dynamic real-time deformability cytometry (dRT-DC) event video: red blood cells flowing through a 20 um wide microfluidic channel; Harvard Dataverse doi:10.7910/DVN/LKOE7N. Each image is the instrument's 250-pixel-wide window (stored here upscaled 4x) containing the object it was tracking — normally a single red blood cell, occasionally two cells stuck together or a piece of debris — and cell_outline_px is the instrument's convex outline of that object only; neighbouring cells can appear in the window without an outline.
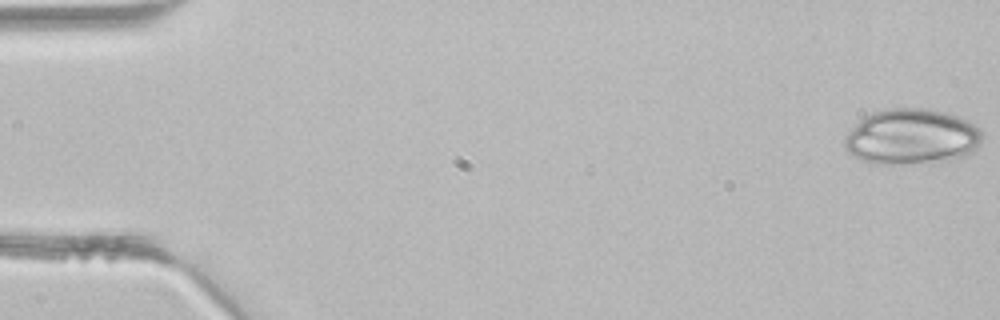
{"species": "common noctule bat (a hibernating species)", "species_latin": "Nyctalus noctula", "temperature_condition": "room temperature", "stored_images_in_passage": 5, "segment_of_instrument_passage": [1, 2], "camera_frame_rate_fps": 3000, "um_per_image_px": 0.085, "animal": {"sex": "male", "body_mass_g": 21.5, "forearm_length_mm": 52.0}, "frame": {"image": 1, "passage_image": 1, "time_ms": 0.0, "image_size_px": [1000, 320], "cell_outline_px": [[984, 136], [976, 148], [964, 160], [900, 164], [876, 164], [860, 160], [852, 156], [844, 148], [844, 136], [864, 116], [872, 112], [888, 108], [924, 108], [944, 112], [968, 120], [976, 124], [984, 132]], "centroid_in_image_um": [77.52, 11.64], "position_along_channel_um": 7.5, "area_um2": 45.49}}
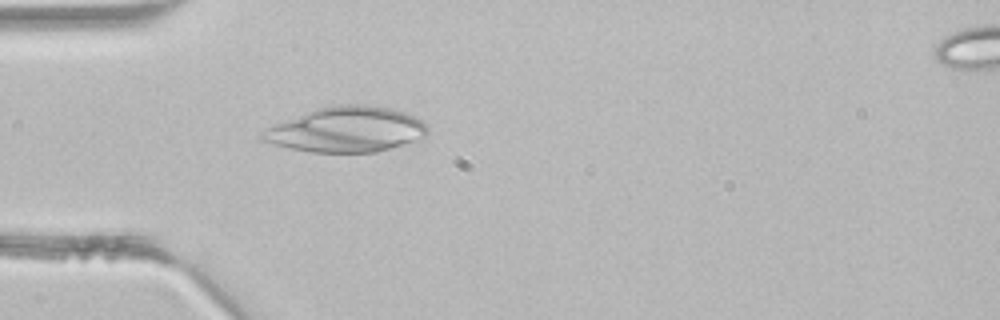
{"frame": {"image": 2, "passage_image": 4, "time_ms": 1.0, "image_size_px": [1000, 320], "cell_outline_px": [[428, 132], [424, 136], [416, 140], [404, 144], [376, 152], [312, 152], [292, 148], [260, 140], [256, 136], [260, 132], [276, 124], [316, 108], [340, 104], [360, 104], [388, 108], [404, 112], [424, 120], [428, 128]], "centroid_in_image_um": [29.46, 11.01], "position_along_channel_um": 55.5, "area_um2": 43.23}}